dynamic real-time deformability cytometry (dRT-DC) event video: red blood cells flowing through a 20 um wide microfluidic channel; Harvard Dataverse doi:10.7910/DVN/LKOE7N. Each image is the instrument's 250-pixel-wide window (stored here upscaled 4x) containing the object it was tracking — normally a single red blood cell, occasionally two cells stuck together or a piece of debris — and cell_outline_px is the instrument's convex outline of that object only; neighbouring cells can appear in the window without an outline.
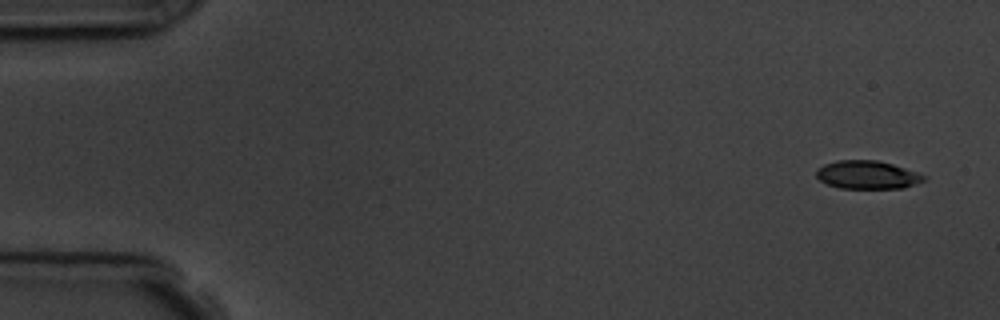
{"species": "common noctule bat (a hibernating species)", "species_latin": "Nyctalus noctula", "temperature_condition": "room temperature", "stored_images_in_passage": 6, "segment_of_instrument_passage": [2, 2], "camera_frame_rate_fps": 3000, "um_per_image_px": 0.085, "animal": {"sex": "male", "body_mass_g": 19.5, "forearm_length_mm": 54.6}, "frame": {"image": 1, "passage_image": 6, "time_ms": 6.667, "image_size_px": [1000, 320], "cell_outline_px": [[928, 176], [924, 180], [904, 188], [840, 188], [828, 184], [820, 180], [816, 176], [816, 168], [824, 164], [836, 160], [876, 160], [892, 164]], "centroid_in_image_um": [73.69, 14.85], "position_along_channel_um": 11.3, "area_um2": 17.63}}